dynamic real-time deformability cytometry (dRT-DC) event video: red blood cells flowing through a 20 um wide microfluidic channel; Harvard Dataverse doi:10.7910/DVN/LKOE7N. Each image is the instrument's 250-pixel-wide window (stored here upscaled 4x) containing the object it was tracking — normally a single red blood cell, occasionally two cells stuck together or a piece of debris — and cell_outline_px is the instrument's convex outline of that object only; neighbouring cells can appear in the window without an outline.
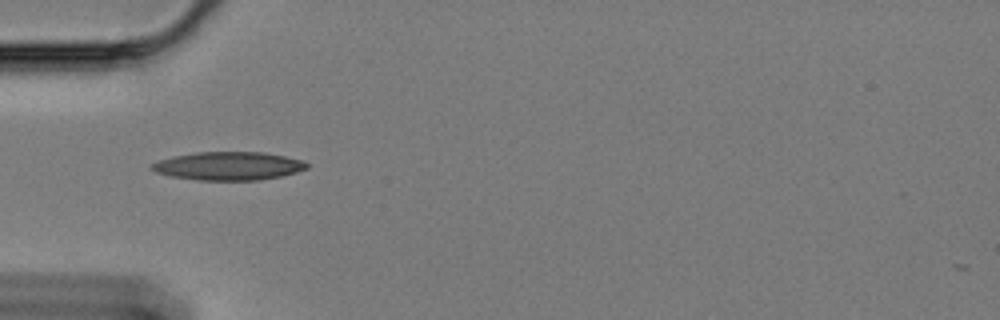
{"species": "Egyptian fruit bat (a non-hibernating species)", "species_latin": "Rousettus aegyptiacus", "temperature_condition": "cold", "stored_images_in_passage": 11, "camera_frame_rate_fps": 3000, "um_per_image_px": 0.085, "animal": {"sex": "female"}, "frame": {"image": 1, "passage_image": 1, "time_ms": 0.0, "image_size_px": [1000, 320], "cell_outline_px": [[308, 168], [296, 172], [280, 176], [260, 180], [196, 180], [172, 176], [156, 172], [148, 168], [152, 164], [160, 160], [172, 156], [196, 152], [264, 152], [304, 160], [308, 164]], "centroid_in_image_um": [19.42, 14.1], "position_along_channel_um": 65.6, "area_um2": 25.61}}
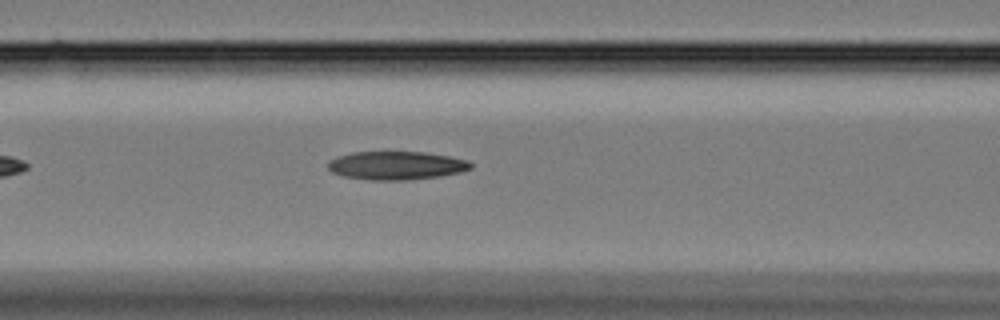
{"frame": {"image": 2, "passage_image": 7, "time_ms": 2.0, "image_size_px": [1000, 320], "cell_outline_px": [[472, 168], [460, 172], [440, 176], [412, 180], [368, 180], [344, 176], [332, 172], [328, 168], [328, 160], [352, 152], [424, 152], [448, 156], [468, 160], [472, 164]], "centroid_in_image_um": [33.69, 14.07], "position_along_channel_um": 132.9, "area_um2": 23.64}}
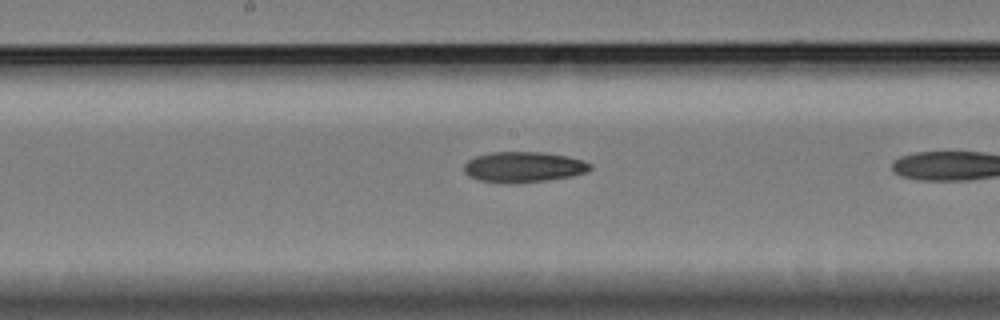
{"frame": {"image": 3, "passage_image": 10, "time_ms": 3.0, "image_size_px": [1000, 320], "cell_outline_px": [[592, 168], [584, 172], [572, 176], [548, 180], [480, 180], [468, 176], [464, 172], [464, 164], [468, 160], [476, 156], [492, 152], [540, 152], [564, 156], [580, 160], [592, 164]], "centroid_in_image_um": [44.5, 14.15], "position_along_channel_um": 203.7, "area_um2": 21.33}}